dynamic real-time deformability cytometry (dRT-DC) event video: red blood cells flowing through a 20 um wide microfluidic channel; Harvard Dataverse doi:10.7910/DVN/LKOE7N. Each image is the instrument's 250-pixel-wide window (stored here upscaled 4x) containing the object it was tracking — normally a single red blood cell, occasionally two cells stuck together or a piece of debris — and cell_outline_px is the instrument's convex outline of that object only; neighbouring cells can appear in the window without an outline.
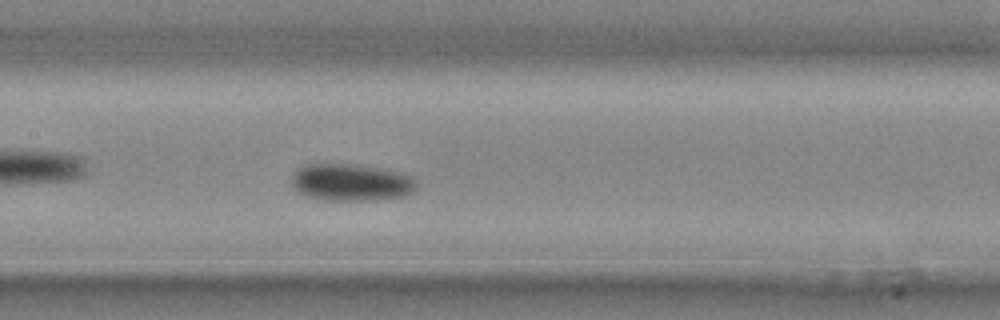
{"species": "common noctule bat (a hibernating species)", "species_latin": "Nyctalus noctula", "temperature_condition": "cold", "stored_images_in_passage": 14, "camera_frame_rate_fps": 3000, "um_per_image_px": 0.085, "animal": {"sex": "male", "body_mass_g": 20.4}, "frame": {"image": 1, "passage_image": 14, "time_ms": 4.333, "image_size_px": [1000, 320], "cell_outline_px": [[416, 188], [412, 192], [404, 196], [372, 200], [324, 200], [308, 196], [300, 192], [292, 184], [292, 176], [304, 164], [348, 164], [380, 168], [408, 172], [416, 180]], "centroid_in_image_um": [29.92, 15.49], "position_along_channel_um": 177.5, "area_um2": 26.99}}